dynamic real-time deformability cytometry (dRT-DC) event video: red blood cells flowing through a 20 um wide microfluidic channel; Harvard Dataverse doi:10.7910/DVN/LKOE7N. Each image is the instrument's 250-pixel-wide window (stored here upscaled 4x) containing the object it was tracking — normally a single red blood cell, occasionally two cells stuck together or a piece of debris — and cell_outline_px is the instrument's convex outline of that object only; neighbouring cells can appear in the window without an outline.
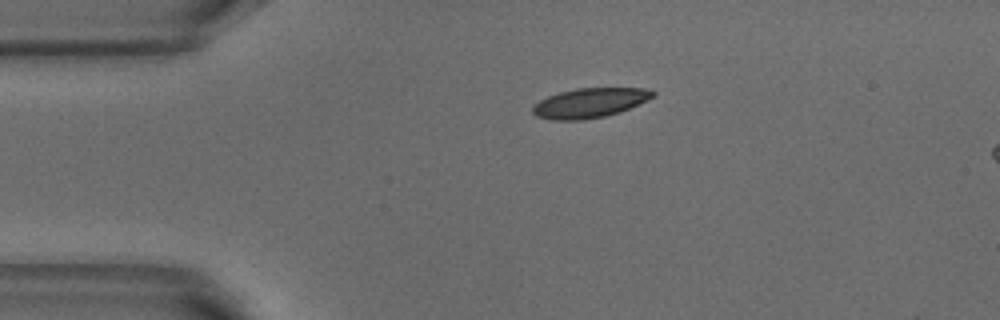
{"species": "common noctule bat (a hibernating species)", "species_latin": "Nyctalus noctula", "temperature_condition": "warm", "stored_images_in_passage": 2, "camera_frame_rate_fps": 3000, "um_per_image_px": 0.085, "animal": {"sex": "male", "body_mass_g": 18.8}, "frame": {"image": 1, "passage_image": 1, "time_ms": 0.0, "image_size_px": [1000, 320], "cell_outline_px": [[656, 96], [620, 112], [604, 116], [584, 120], [552, 120], [536, 116], [532, 112], [532, 108], [540, 100], [548, 96], [560, 92], [576, 88], [644, 88], [656, 92]], "centroid_in_image_um": [50.14, 8.75], "position_along_channel_um": 34.9, "area_um2": 20.69}}